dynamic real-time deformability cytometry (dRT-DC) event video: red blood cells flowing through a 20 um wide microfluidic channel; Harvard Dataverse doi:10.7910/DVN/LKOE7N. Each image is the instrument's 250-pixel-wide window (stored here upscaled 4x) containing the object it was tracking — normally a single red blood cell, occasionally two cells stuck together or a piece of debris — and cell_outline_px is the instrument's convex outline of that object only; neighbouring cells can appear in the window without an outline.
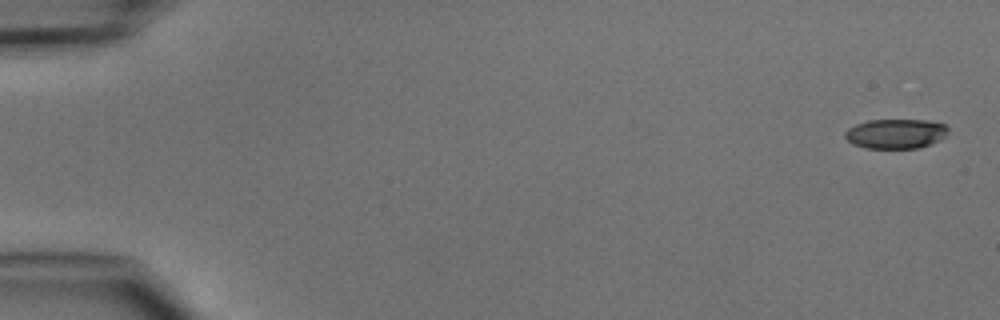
{"species": "common noctule bat (a hibernating species)", "species_latin": "Nyctalus noctula", "temperature_condition": "cold", "stored_images_in_passage": 7, "camera_frame_rate_fps": 3000, "um_per_image_px": 0.085, "animal": {"sex": "male", "body_mass_g": 15.6}, "frame": {"image": 1, "passage_image": 1, "time_ms": 0.0, "image_size_px": [1000, 320], "cell_outline_px": [[948, 132], [940, 140], [920, 148], [864, 148], [852, 144], [844, 136], [844, 132], [848, 128], [856, 124], [868, 120], [924, 120], [948, 124]], "centroid_in_image_um": [76.14, 11.36], "position_along_channel_um": 8.9, "area_um2": 17.98}}
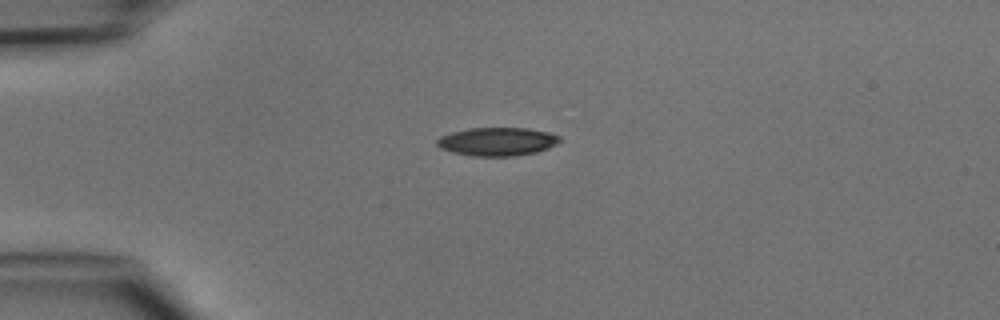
{"frame": {"image": 2, "passage_image": 4, "time_ms": 3.667, "image_size_px": [1000, 320], "cell_outline_px": [[560, 140], [556, 144], [548, 148], [536, 152], [516, 156], [472, 156], [452, 152], [440, 148], [436, 144], [436, 140], [440, 136], [452, 132], [468, 128], [528, 128], [548, 132], [560, 136]], "centroid_in_image_um": [42.25, 12.03], "position_along_channel_um": 42.8, "area_um2": 20.35}}